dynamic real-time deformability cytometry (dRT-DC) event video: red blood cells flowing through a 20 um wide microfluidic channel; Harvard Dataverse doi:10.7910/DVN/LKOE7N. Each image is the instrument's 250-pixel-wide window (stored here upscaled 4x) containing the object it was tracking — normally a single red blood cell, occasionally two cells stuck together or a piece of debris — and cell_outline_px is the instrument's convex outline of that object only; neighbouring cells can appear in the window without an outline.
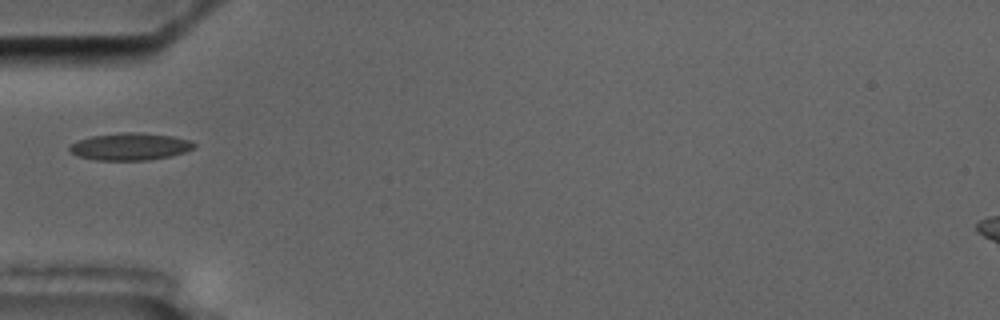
{"species": "common noctule bat (a hibernating species)", "species_latin": "Nyctalus noctula", "temperature_condition": "cold", "stored_images_in_passage": 2, "camera_frame_rate_fps": 3000, "um_per_image_px": 0.085, "animal": {"sex": "male", "body_mass_g": 17.5, "forearm_length_mm": 52.3}, "frame": {"image": 1, "passage_image": 2, "time_ms": 1.0, "image_size_px": [1000, 320], "cell_outline_px": [[196, 144], [192, 148], [184, 152], [168, 156], [148, 160], [96, 160], [76, 156], [68, 152], [68, 148], [76, 140], [92, 136], [120, 132], [140, 132], [172, 136], [192, 140]], "centroid_in_image_um": [11.01, 12.45], "position_along_channel_um": 74.0, "area_um2": 19.88}}